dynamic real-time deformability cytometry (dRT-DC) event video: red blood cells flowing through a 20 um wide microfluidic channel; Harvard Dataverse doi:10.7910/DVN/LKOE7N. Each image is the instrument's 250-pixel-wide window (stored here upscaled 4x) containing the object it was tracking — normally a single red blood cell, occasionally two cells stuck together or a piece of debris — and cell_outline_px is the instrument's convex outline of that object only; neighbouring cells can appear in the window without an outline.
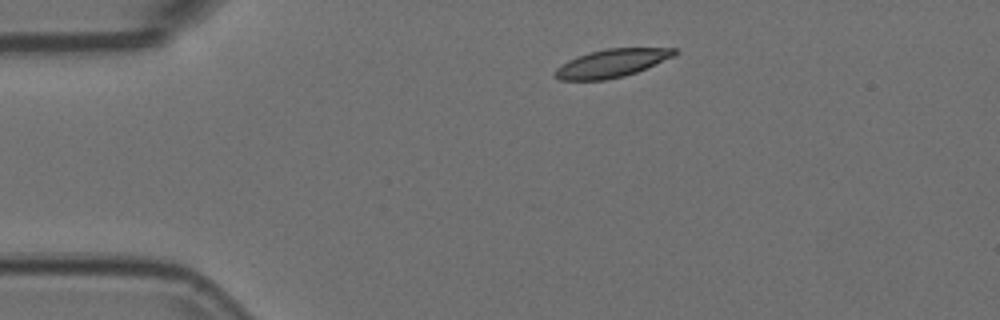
{"species": "Egyptian fruit bat (a non-hibernating species)", "species_latin": "Rousettus aegyptiacus", "temperature_condition": "room temperature", "stored_images_in_passage": 8, "camera_frame_rate_fps": 3000, "um_per_image_px": 0.085, "animal": {"sex": "female"}, "frame": {"image": 1, "passage_image": 1, "time_ms": 0.0, "image_size_px": [1000, 320], "cell_outline_px": [[680, 52], [672, 56], [636, 72], [624, 76], [604, 80], [560, 80], [552, 72], [560, 64], [576, 56], [588, 52], [608, 48], [680, 48]], "centroid_in_image_um": [51.95, 5.36], "position_along_channel_um": 33.0, "area_um2": 19.54}}
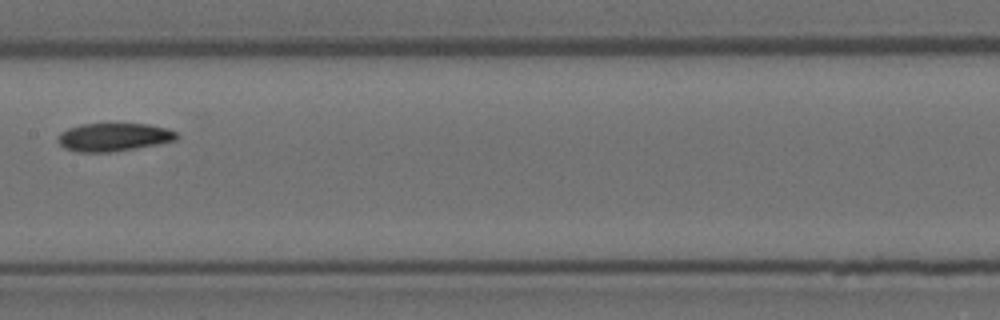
{"frame": {"image": 2, "passage_image": 5, "time_ms": 1.333, "image_size_px": [1000, 320], "cell_outline_px": [[180, 136], [176, 140], [160, 144], [112, 152], [80, 152], [64, 148], [56, 140], [60, 132], [68, 128], [80, 124], [148, 124], [168, 128], [176, 132]], "centroid_in_image_um": [9.68, 11.65], "position_along_channel_um": 197.7, "area_um2": 19.65}}
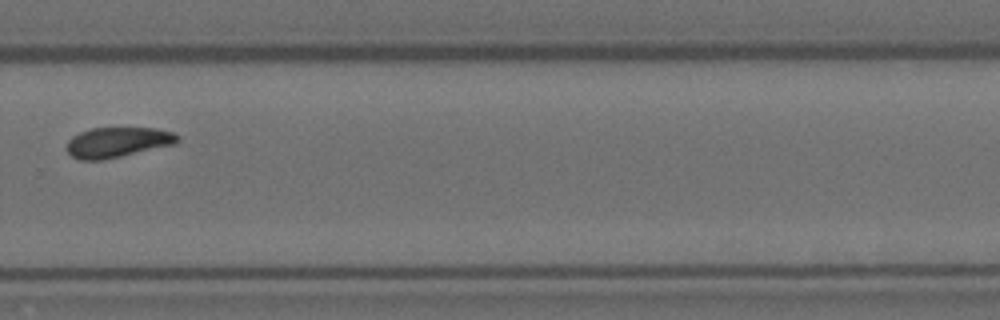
{"frame": {"image": 3, "passage_image": 8, "time_ms": 2.333, "image_size_px": [1000, 320], "cell_outline_px": [[180, 140], [176, 144], [104, 160], [80, 160], [72, 156], [68, 152], [68, 140], [72, 136], [80, 132], [92, 128], [156, 128], [172, 132], [180, 136]], "centroid_in_image_um": [10.03, 12.09], "position_along_channel_um": 319.8, "area_um2": 19.54}}